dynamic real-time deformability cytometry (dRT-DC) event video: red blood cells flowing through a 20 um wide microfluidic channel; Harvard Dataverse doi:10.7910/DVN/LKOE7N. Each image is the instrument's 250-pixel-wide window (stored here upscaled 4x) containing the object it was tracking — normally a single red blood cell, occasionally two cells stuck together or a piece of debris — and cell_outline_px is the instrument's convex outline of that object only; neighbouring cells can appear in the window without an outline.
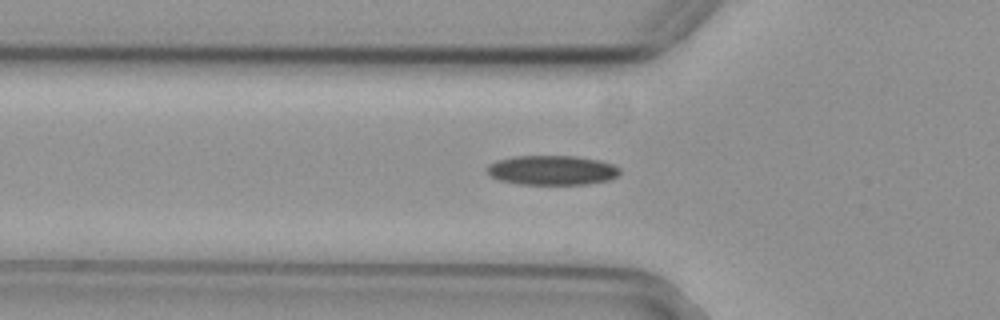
{"species": "common noctule bat (a hibernating species)", "species_latin": "Nyctalus noctula", "temperature_condition": "cold", "stored_images_in_passage": 44, "camera_frame_rate_fps": 3000, "um_per_image_px": 0.085, "animal": {"sex": "female", "body_mass_g": 29.2, "forearm_length_mm": 56.3}, "frame": {"image": 1, "passage_image": 13, "time_ms": 4.0, "image_size_px": [1000, 320], "cell_outline_px": [[620, 172], [616, 176], [608, 180], [588, 184], [516, 184], [500, 180], [492, 176], [484, 168], [488, 164], [496, 160], [512, 156], [576, 156], [600, 160], [612, 164], [620, 168]], "centroid_in_image_um": [46.89, 14.46], "position_along_channel_um": 78.9, "area_um2": 23.0}}
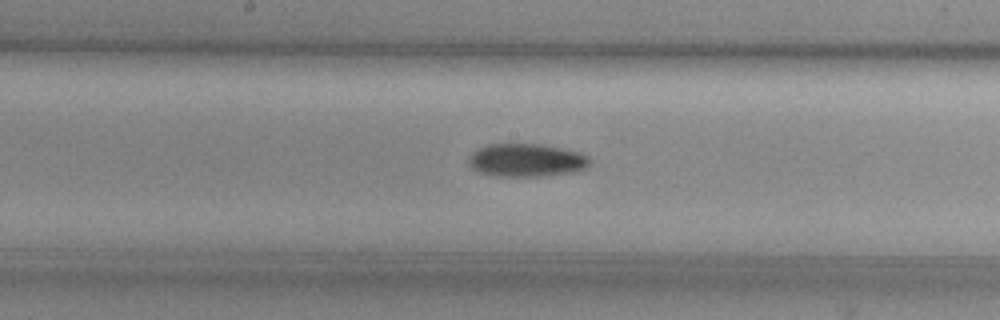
{"frame": {"image": 2, "passage_image": 23, "time_ms": 7.333, "image_size_px": [1000, 320], "cell_outline_px": [[592, 160], [584, 168], [576, 172], [540, 176], [496, 176], [476, 172], [468, 164], [468, 156], [472, 152], [488, 144], [540, 144], [580, 152], [588, 156]], "centroid_in_image_um": [44.72, 13.62], "position_along_channel_um": 203.5, "area_um2": 23.47}}
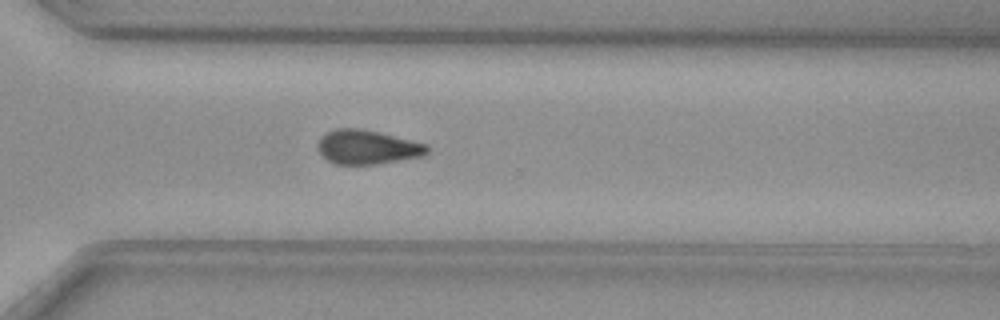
{"frame": {"image": 3, "passage_image": 34, "time_ms": 11.0, "image_size_px": [1000, 320], "cell_outline_px": [[428, 152], [424, 156], [376, 164], [332, 164], [320, 152], [320, 140], [328, 132], [336, 128], [360, 128], [428, 144]], "centroid_in_image_um": [31.27, 12.51], "position_along_channel_um": 339.3, "area_um2": 21.39}, "authors_computed_cell_mechanics": {"area_um2": 22.542, "velocity_mm_per_s": 3.7209, "shape_relaxation_time_tau1_ms": 9.0337, "shape_relaxation_time_tau2_ms": null, "deformation_change_tau1": 0.1768, "deformation_change_tau2": null}}